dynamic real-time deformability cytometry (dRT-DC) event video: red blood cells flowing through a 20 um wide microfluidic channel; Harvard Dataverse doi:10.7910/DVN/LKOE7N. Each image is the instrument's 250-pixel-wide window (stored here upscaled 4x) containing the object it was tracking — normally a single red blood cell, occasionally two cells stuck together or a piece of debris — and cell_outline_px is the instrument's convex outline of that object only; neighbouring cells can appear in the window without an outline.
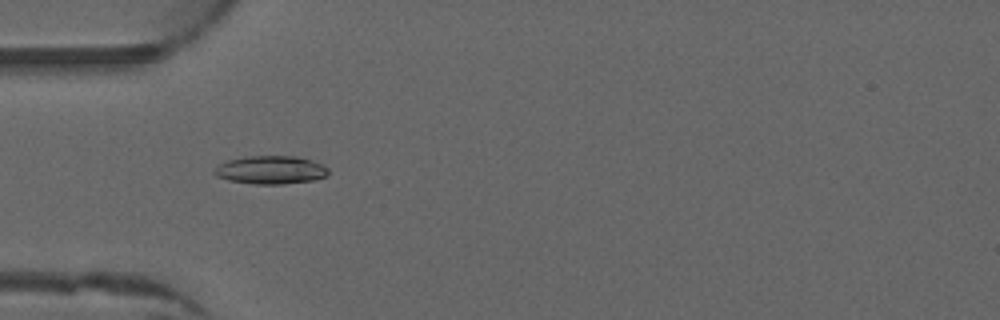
{"species": "common noctule bat (a hibernating species)", "species_latin": "Nyctalus noctula", "temperature_condition": "warm", "stored_images_in_passage": 51, "camera_frame_rate_fps": 3000, "um_per_image_px": 0.085, "animal": {"sex": "male", "forearm_length_mm": 52.5}, "frame": {"image": 1, "passage_image": 16, "time_ms": 5.0, "image_size_px": [1000, 320], "cell_outline_px": [[328, 172], [324, 176], [312, 180], [284, 184], [256, 184], [228, 180], [216, 176], [212, 172], [212, 168], [228, 160], [248, 156], [296, 156], [312, 160], [324, 164], [328, 168]], "centroid_in_image_um": [22.98, 14.44], "position_along_channel_um": 62.0, "area_um2": 18.79}}
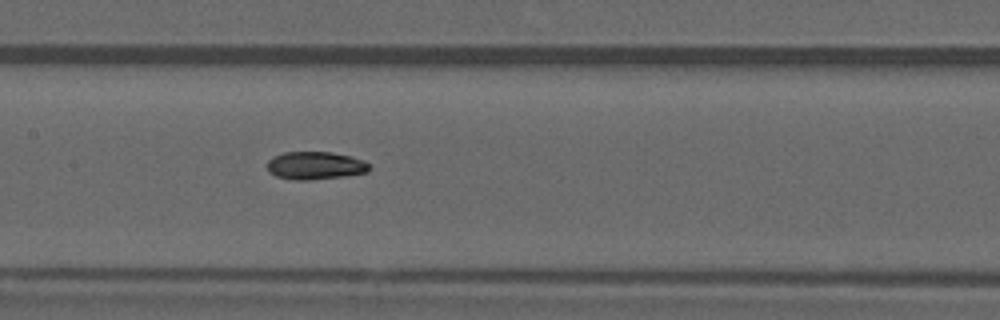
{"frame": {"image": 2, "passage_image": 25, "time_ms": 8.0, "image_size_px": [1000, 320], "cell_outline_px": [[368, 172], [348, 176], [308, 180], [292, 180], [276, 176], [268, 172], [268, 160], [272, 156], [284, 152], [332, 152], [364, 160], [368, 164]], "centroid_in_image_um": [26.77, 14.08], "position_along_channel_um": 180.6, "area_um2": 16.65}}
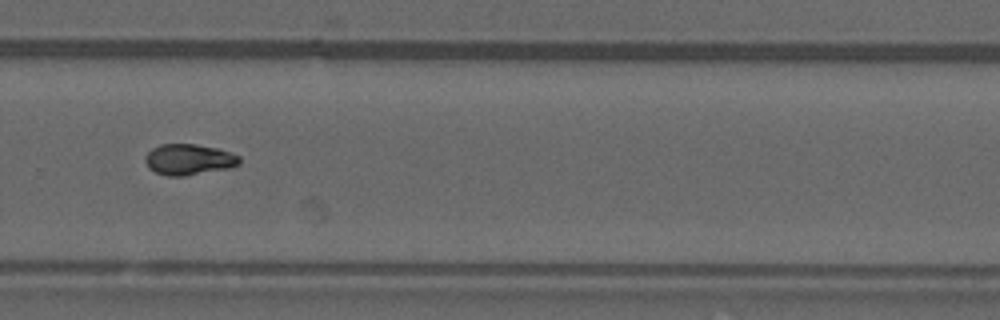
{"frame": {"image": 3, "passage_image": 35, "time_ms": 11.333, "image_size_px": [1000, 320], "cell_outline_px": [[240, 164], [232, 168], [184, 176], [168, 176], [156, 172], [148, 168], [144, 160], [144, 156], [152, 148], [160, 144], [196, 144], [220, 148], [232, 152], [240, 156]], "centroid_in_image_um": [16.08, 13.55], "position_along_channel_um": 313.7, "area_um2": 17.34}, "authors_computed_cell_mechanics": {"area_um2": 16.8776, "velocity_mm_per_s": 4.008, "shape_relaxation_time_tau1_ms": 9.1656, "shape_relaxation_time_tau2_ms": 4.2694, "deformation_change_tau1": 0.198, "deformation_change_tau2": 0.0803}}